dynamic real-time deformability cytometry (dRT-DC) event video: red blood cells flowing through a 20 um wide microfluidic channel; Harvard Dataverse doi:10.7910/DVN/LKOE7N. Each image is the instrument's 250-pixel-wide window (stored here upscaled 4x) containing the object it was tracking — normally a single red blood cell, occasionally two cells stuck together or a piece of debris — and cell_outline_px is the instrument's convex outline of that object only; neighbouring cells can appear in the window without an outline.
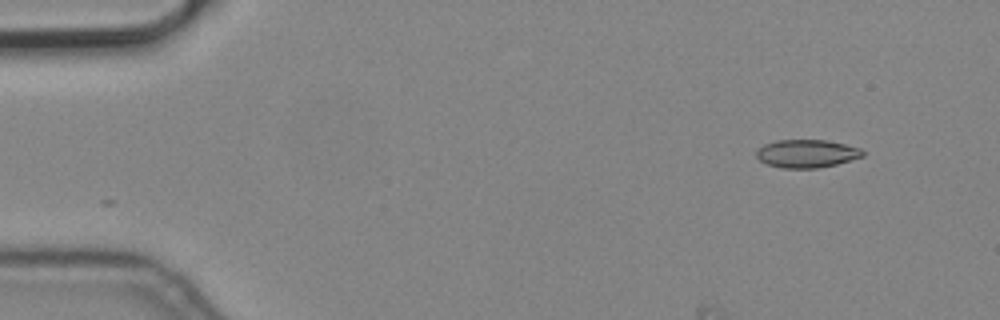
{"species": "common noctule bat (a hibernating species)", "species_latin": "Nyctalus noctula", "temperature_condition": "cold", "stored_images_in_passage": 5, "camera_frame_rate_fps": 3000, "um_per_image_px": 0.085, "animal": {"sex": "male", "body_mass_g": 19.2, "forearm_length_mm": 51.8}, "frame": {"image": 1, "passage_image": 2, "time_ms": 0.333, "image_size_px": [1000, 320], "cell_outline_px": [[864, 156], [836, 164], [816, 168], [784, 168], [768, 164], [760, 160], [756, 156], [756, 152], [764, 144], [776, 140], [824, 140], [844, 144], [860, 148], [864, 152]], "centroid_in_image_um": [68.57, 13.05], "position_along_channel_um": 16.4, "area_um2": 17.17}}